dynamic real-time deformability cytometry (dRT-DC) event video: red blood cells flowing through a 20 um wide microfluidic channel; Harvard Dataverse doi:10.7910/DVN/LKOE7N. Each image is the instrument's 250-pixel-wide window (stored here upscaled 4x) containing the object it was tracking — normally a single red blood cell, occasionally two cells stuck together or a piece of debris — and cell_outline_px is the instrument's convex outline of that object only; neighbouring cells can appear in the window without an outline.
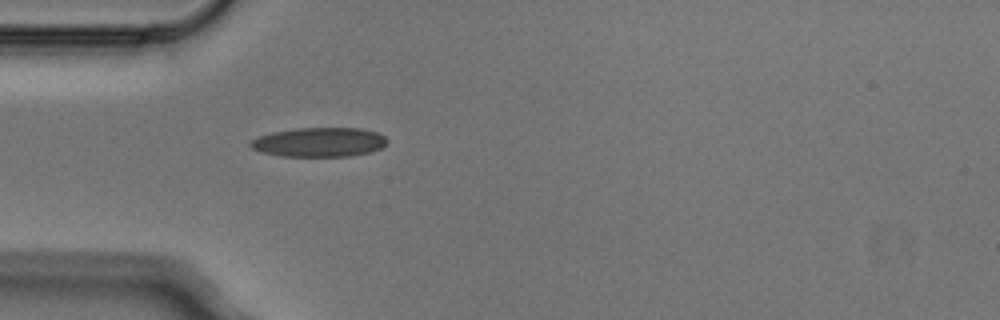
{"species": "Egyptian fruit bat (a non-hibernating species)", "species_latin": "Rousettus aegyptiacus", "temperature_condition": "cold", "stored_images_in_passage": 1, "camera_frame_rate_fps": 3000, "um_per_image_px": 0.085, "animal": {"sex": "male"}, "frame": {"image": 1, "passage_image": 1, "time_ms": 0.0, "image_size_px": [1000, 320], "cell_outline_px": [[388, 144], [372, 152], [352, 156], [280, 156], [260, 152], [252, 148], [248, 144], [252, 140], [260, 136], [272, 132], [296, 128], [360, 128], [376, 132], [384, 136], [388, 140]], "centroid_in_image_um": [27.16, 12.09], "position_along_channel_um": 57.8, "area_um2": 23.47}}